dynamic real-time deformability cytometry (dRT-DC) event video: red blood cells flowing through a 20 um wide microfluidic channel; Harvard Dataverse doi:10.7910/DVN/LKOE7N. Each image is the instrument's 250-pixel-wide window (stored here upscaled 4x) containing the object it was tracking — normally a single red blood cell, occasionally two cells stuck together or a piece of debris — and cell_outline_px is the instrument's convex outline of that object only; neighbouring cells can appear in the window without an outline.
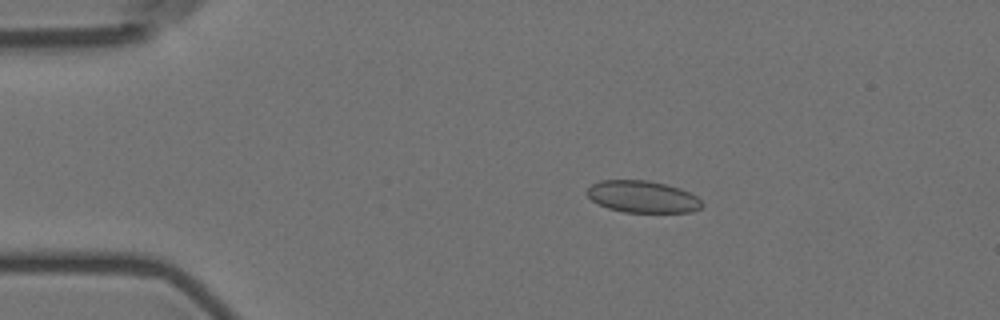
{"species": "Egyptian fruit bat (a non-hibernating species)", "species_latin": "Rousettus aegyptiacus", "temperature_condition": "room temperature", "stored_images_in_passage": 5, "camera_frame_rate_fps": 3000, "um_per_image_px": 0.085, "animal": {"sex": "female"}, "frame": {"image": 1, "passage_image": 2, "time_ms": 1.333, "image_size_px": [1000, 320], "cell_outline_px": [[704, 204], [700, 208], [692, 212], [624, 212], [608, 208], [592, 200], [584, 192], [592, 184], [600, 180], [648, 180], [680, 188], [696, 196]], "centroid_in_image_um": [54.6, 16.72], "position_along_channel_um": 30.4, "area_um2": 21.33}}
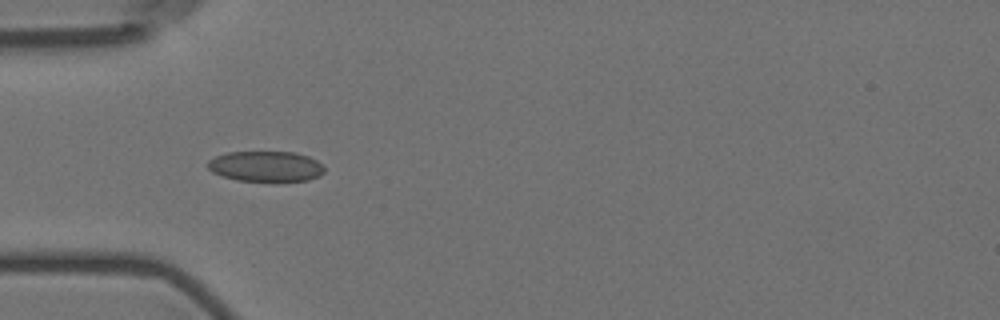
{"frame": {"image": 2, "passage_image": 4, "time_ms": 3.667, "image_size_px": [1000, 320], "cell_outline_px": [[324, 172], [320, 176], [308, 180], [276, 184], [236, 180], [212, 172], [208, 168], [208, 160], [216, 156], [228, 152], [296, 152], [308, 156], [316, 160], [324, 168]], "centroid_in_image_um": [22.62, 14.18], "position_along_channel_um": 62.4, "area_um2": 21.44}}
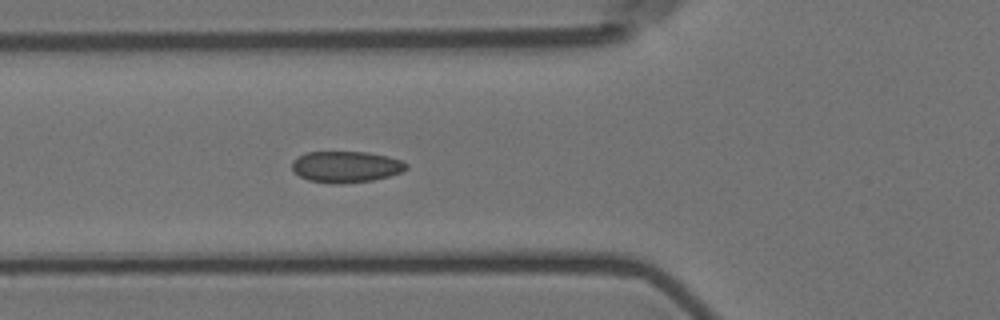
{"frame": {"image": 3, "passage_image": 5, "time_ms": 4.667, "image_size_px": [1000, 320], "cell_outline_px": [[408, 168], [400, 172], [388, 176], [372, 180], [340, 184], [336, 184], [308, 180], [300, 176], [292, 168], [292, 160], [308, 152], [368, 152], [388, 156], [400, 160], [408, 164]], "centroid_in_image_um": [29.42, 14.17], "position_along_channel_um": 96.4, "area_um2": 20.69}}